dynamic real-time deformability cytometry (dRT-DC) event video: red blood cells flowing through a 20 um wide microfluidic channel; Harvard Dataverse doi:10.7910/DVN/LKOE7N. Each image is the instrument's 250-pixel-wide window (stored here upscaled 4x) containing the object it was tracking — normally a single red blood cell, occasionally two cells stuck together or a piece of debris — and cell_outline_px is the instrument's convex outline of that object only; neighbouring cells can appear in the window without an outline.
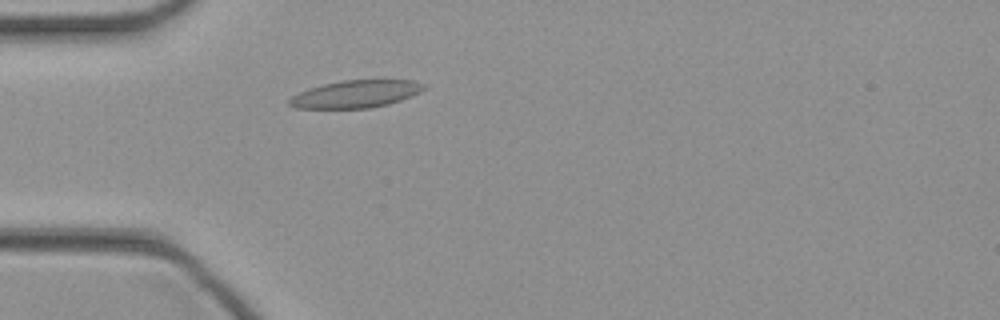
{"species": "common noctule bat (a hibernating species)", "species_latin": "Nyctalus noctula", "temperature_condition": "cold", "stored_images_in_passage": 38, "camera_frame_rate_fps": 3000, "um_per_image_px": 0.085, "animal": {"sex": "female", "body_mass_g": 21.9}, "frame": {"image": 1, "passage_image": 6, "time_ms": 1.667, "image_size_px": [1000, 320], "cell_outline_px": [[428, 88], [412, 96], [388, 104], [368, 108], [296, 108], [288, 104], [288, 100], [292, 96], [300, 92], [324, 84], [340, 80], [412, 80], [428, 84]], "centroid_in_image_um": [30.3, 7.98], "position_along_channel_um": 54.7, "area_um2": 21.5}}
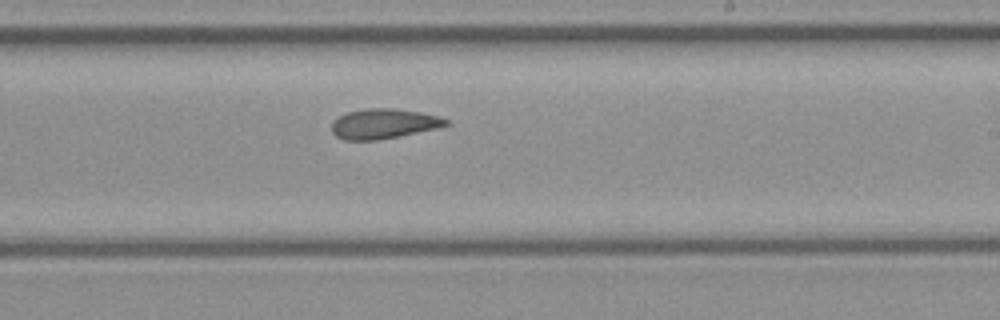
{"frame": {"image": 2, "passage_image": 20, "time_ms": 6.333, "image_size_px": [1000, 320], "cell_outline_px": [[448, 124], [440, 128], [400, 136], [376, 140], [344, 140], [336, 136], [332, 132], [332, 120], [348, 112], [364, 108], [396, 108], [420, 112], [440, 116], [448, 120]], "centroid_in_image_um": [32.62, 10.51], "position_along_channel_um": 256.4, "area_um2": 20.11}}
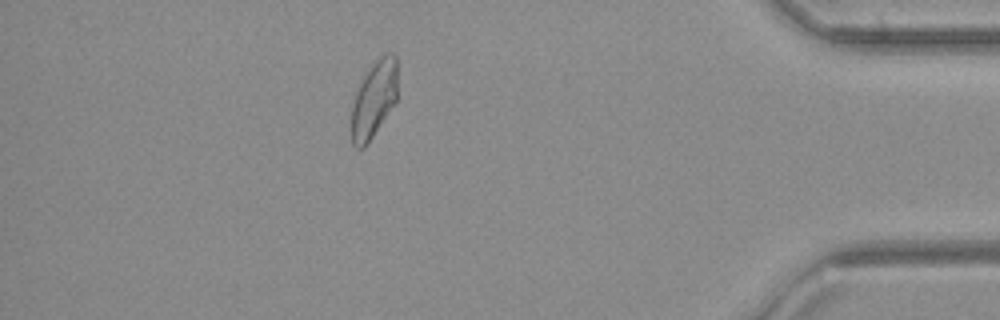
{"frame": {"image": 3, "passage_image": 33, "time_ms": 10.667, "image_size_px": [1000, 320], "cell_outline_px": [[396, 100], [368, 144], [364, 148], [356, 148], [352, 144], [352, 108], [356, 92], [364, 76], [376, 60], [380, 56], [388, 52], [392, 52], [396, 56]], "centroid_in_image_um": [31.78, 8.45], "position_along_channel_um": 403.4, "area_um2": 20.17}}